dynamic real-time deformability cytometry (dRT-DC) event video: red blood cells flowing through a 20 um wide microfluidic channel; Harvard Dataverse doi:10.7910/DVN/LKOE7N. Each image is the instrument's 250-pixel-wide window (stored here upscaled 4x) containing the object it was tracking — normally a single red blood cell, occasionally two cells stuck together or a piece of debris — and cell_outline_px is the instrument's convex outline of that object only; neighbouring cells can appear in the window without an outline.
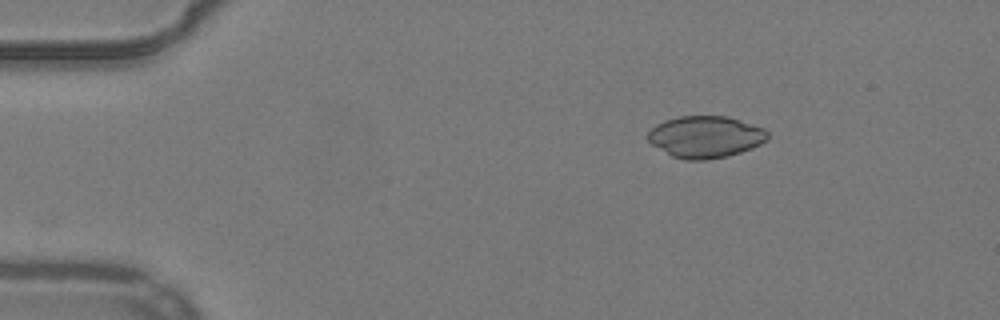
{"species": "common noctule bat (a hibernating species)", "species_latin": "Nyctalus noctula", "temperature_condition": "warm", "stored_images_in_passage": 46, "camera_frame_rate_fps": 3000, "um_per_image_px": 0.085, "animal": {"sex": "male", "body_mass_g": 19.2, "forearm_length_mm": 51.8}, "frame": {"image": 1, "passage_image": 2, "time_ms": 0.333, "image_size_px": [1000, 320], "cell_outline_px": [[768, 140], [752, 148], [728, 156], [704, 160], [684, 160], [672, 156], [652, 144], [644, 136], [656, 124], [664, 120], [680, 116], [728, 116], [764, 128], [768, 132]], "centroid_in_image_um": [59.95, 11.63], "position_along_channel_um": 25.0, "area_um2": 29.3}}
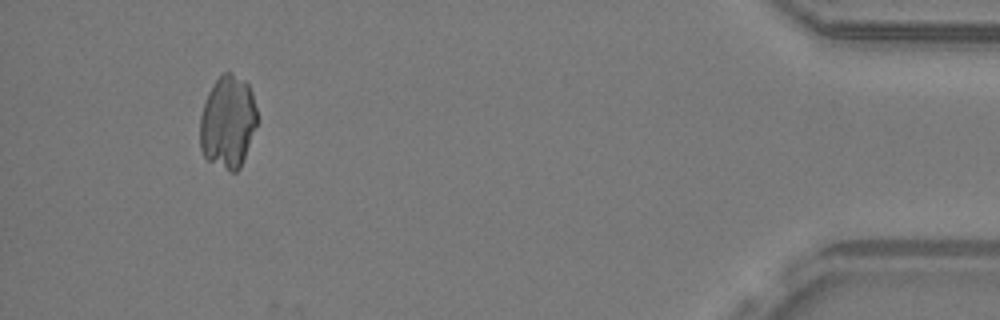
{"frame": {"image": 2, "passage_image": 43, "time_ms": 14.0, "image_size_px": [1000, 320], "cell_outline_px": [[256, 124], [240, 168], [236, 172], [228, 172], [208, 160], [204, 156], [200, 148], [200, 116], [208, 92], [216, 80], [224, 72], [232, 72], [244, 80], [248, 84], [252, 92], [256, 108]], "centroid_in_image_um": [19.35, 10.37], "position_along_channel_um": 415.9, "area_um2": 30.75}}